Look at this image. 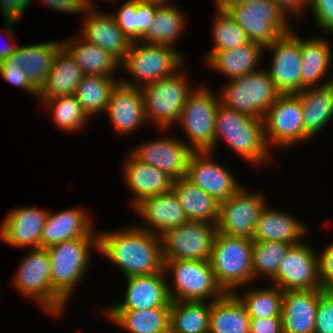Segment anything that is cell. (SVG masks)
I'll use <instances>...</instances> for the list:
<instances>
[{"mask_svg": "<svg viewBox=\"0 0 333 333\" xmlns=\"http://www.w3.org/2000/svg\"><path fill=\"white\" fill-rule=\"evenodd\" d=\"M97 251L117 264L126 278L164 270L160 236L137 226L98 233Z\"/></svg>", "mask_w": 333, "mask_h": 333, "instance_id": "cell-1", "label": "cell"}, {"mask_svg": "<svg viewBox=\"0 0 333 333\" xmlns=\"http://www.w3.org/2000/svg\"><path fill=\"white\" fill-rule=\"evenodd\" d=\"M263 48L291 31L287 15L272 0H215ZM287 20V21H286Z\"/></svg>", "mask_w": 333, "mask_h": 333, "instance_id": "cell-2", "label": "cell"}, {"mask_svg": "<svg viewBox=\"0 0 333 333\" xmlns=\"http://www.w3.org/2000/svg\"><path fill=\"white\" fill-rule=\"evenodd\" d=\"M214 137L215 146L221 137L235 153L253 164H262L270 156L264 120L221 104L216 115Z\"/></svg>", "mask_w": 333, "mask_h": 333, "instance_id": "cell-3", "label": "cell"}, {"mask_svg": "<svg viewBox=\"0 0 333 333\" xmlns=\"http://www.w3.org/2000/svg\"><path fill=\"white\" fill-rule=\"evenodd\" d=\"M252 251L250 238L215 234L210 263L215 279L225 293H234L236 287L253 280Z\"/></svg>", "mask_w": 333, "mask_h": 333, "instance_id": "cell-4", "label": "cell"}, {"mask_svg": "<svg viewBox=\"0 0 333 333\" xmlns=\"http://www.w3.org/2000/svg\"><path fill=\"white\" fill-rule=\"evenodd\" d=\"M92 246L98 250V233L96 232L46 248L51 264L52 288L65 302L69 300L76 285L84 277Z\"/></svg>", "mask_w": 333, "mask_h": 333, "instance_id": "cell-5", "label": "cell"}, {"mask_svg": "<svg viewBox=\"0 0 333 333\" xmlns=\"http://www.w3.org/2000/svg\"><path fill=\"white\" fill-rule=\"evenodd\" d=\"M170 271L174 276V286L170 288L168 284L171 301L206 302L209 297L213 301L225 294L215 279L210 260L164 259L165 274Z\"/></svg>", "mask_w": 333, "mask_h": 333, "instance_id": "cell-6", "label": "cell"}, {"mask_svg": "<svg viewBox=\"0 0 333 333\" xmlns=\"http://www.w3.org/2000/svg\"><path fill=\"white\" fill-rule=\"evenodd\" d=\"M219 103L248 116L264 119L267 110L281 94L265 70L229 80Z\"/></svg>", "mask_w": 333, "mask_h": 333, "instance_id": "cell-7", "label": "cell"}, {"mask_svg": "<svg viewBox=\"0 0 333 333\" xmlns=\"http://www.w3.org/2000/svg\"><path fill=\"white\" fill-rule=\"evenodd\" d=\"M179 73L158 81L140 84L146 120H154L162 129L178 122L187 97L193 92L188 81Z\"/></svg>", "mask_w": 333, "mask_h": 333, "instance_id": "cell-8", "label": "cell"}, {"mask_svg": "<svg viewBox=\"0 0 333 333\" xmlns=\"http://www.w3.org/2000/svg\"><path fill=\"white\" fill-rule=\"evenodd\" d=\"M20 265L13 280L18 291L38 301L47 312L61 315L66 302L52 288L47 249L32 248Z\"/></svg>", "mask_w": 333, "mask_h": 333, "instance_id": "cell-9", "label": "cell"}, {"mask_svg": "<svg viewBox=\"0 0 333 333\" xmlns=\"http://www.w3.org/2000/svg\"><path fill=\"white\" fill-rule=\"evenodd\" d=\"M133 42L125 58L121 61L128 73L136 77V81L120 80L129 86L140 87V81L152 83L160 79L170 77L179 70L183 62L180 52L175 48L164 45L148 44L143 46ZM138 46V47H137ZM140 80V81H138ZM139 82V83H138Z\"/></svg>", "mask_w": 333, "mask_h": 333, "instance_id": "cell-10", "label": "cell"}, {"mask_svg": "<svg viewBox=\"0 0 333 333\" xmlns=\"http://www.w3.org/2000/svg\"><path fill=\"white\" fill-rule=\"evenodd\" d=\"M212 93L204 87L194 89L187 97L178 121L183 124L194 152H212L215 147L214 130L220 103Z\"/></svg>", "mask_w": 333, "mask_h": 333, "instance_id": "cell-11", "label": "cell"}, {"mask_svg": "<svg viewBox=\"0 0 333 333\" xmlns=\"http://www.w3.org/2000/svg\"><path fill=\"white\" fill-rule=\"evenodd\" d=\"M217 226L201 221H188L166 230L161 244L163 259L210 260Z\"/></svg>", "mask_w": 333, "mask_h": 333, "instance_id": "cell-12", "label": "cell"}, {"mask_svg": "<svg viewBox=\"0 0 333 333\" xmlns=\"http://www.w3.org/2000/svg\"><path fill=\"white\" fill-rule=\"evenodd\" d=\"M268 147L287 148L308 139L304 132L301 99L297 93L280 94L264 116Z\"/></svg>", "mask_w": 333, "mask_h": 333, "instance_id": "cell-13", "label": "cell"}, {"mask_svg": "<svg viewBox=\"0 0 333 333\" xmlns=\"http://www.w3.org/2000/svg\"><path fill=\"white\" fill-rule=\"evenodd\" d=\"M265 201L261 193L249 194L240 188L232 197L219 203L217 232L252 239Z\"/></svg>", "mask_w": 333, "mask_h": 333, "instance_id": "cell-14", "label": "cell"}, {"mask_svg": "<svg viewBox=\"0 0 333 333\" xmlns=\"http://www.w3.org/2000/svg\"><path fill=\"white\" fill-rule=\"evenodd\" d=\"M317 255L307 244L292 245L272 278L273 285L282 291L321 289Z\"/></svg>", "mask_w": 333, "mask_h": 333, "instance_id": "cell-15", "label": "cell"}, {"mask_svg": "<svg viewBox=\"0 0 333 333\" xmlns=\"http://www.w3.org/2000/svg\"><path fill=\"white\" fill-rule=\"evenodd\" d=\"M266 49L274 52L271 68L267 72L277 90L281 94L299 93L302 67L300 37L291 30Z\"/></svg>", "mask_w": 333, "mask_h": 333, "instance_id": "cell-16", "label": "cell"}, {"mask_svg": "<svg viewBox=\"0 0 333 333\" xmlns=\"http://www.w3.org/2000/svg\"><path fill=\"white\" fill-rule=\"evenodd\" d=\"M210 153L204 151L191 154L186 178L220 203L232 197L241 185L228 170L210 159Z\"/></svg>", "mask_w": 333, "mask_h": 333, "instance_id": "cell-17", "label": "cell"}, {"mask_svg": "<svg viewBox=\"0 0 333 333\" xmlns=\"http://www.w3.org/2000/svg\"><path fill=\"white\" fill-rule=\"evenodd\" d=\"M194 151L176 138H159L137 146L132 155L141 162L166 172L174 180L186 177L187 165Z\"/></svg>", "mask_w": 333, "mask_h": 333, "instance_id": "cell-18", "label": "cell"}, {"mask_svg": "<svg viewBox=\"0 0 333 333\" xmlns=\"http://www.w3.org/2000/svg\"><path fill=\"white\" fill-rule=\"evenodd\" d=\"M164 270L151 275L127 277L126 297L107 310H145L170 308L171 299Z\"/></svg>", "mask_w": 333, "mask_h": 333, "instance_id": "cell-19", "label": "cell"}, {"mask_svg": "<svg viewBox=\"0 0 333 333\" xmlns=\"http://www.w3.org/2000/svg\"><path fill=\"white\" fill-rule=\"evenodd\" d=\"M48 212L34 207L13 209L0 226V240L15 248H39Z\"/></svg>", "mask_w": 333, "mask_h": 333, "instance_id": "cell-20", "label": "cell"}, {"mask_svg": "<svg viewBox=\"0 0 333 333\" xmlns=\"http://www.w3.org/2000/svg\"><path fill=\"white\" fill-rule=\"evenodd\" d=\"M106 112L117 132L125 135L134 132L146 120L140 87L119 81L111 91Z\"/></svg>", "mask_w": 333, "mask_h": 333, "instance_id": "cell-21", "label": "cell"}, {"mask_svg": "<svg viewBox=\"0 0 333 333\" xmlns=\"http://www.w3.org/2000/svg\"><path fill=\"white\" fill-rule=\"evenodd\" d=\"M93 7L95 6H91L85 13L86 21H84L82 34L79 36L110 52L121 62L133 42L118 27L111 14L95 12Z\"/></svg>", "mask_w": 333, "mask_h": 333, "instance_id": "cell-22", "label": "cell"}, {"mask_svg": "<svg viewBox=\"0 0 333 333\" xmlns=\"http://www.w3.org/2000/svg\"><path fill=\"white\" fill-rule=\"evenodd\" d=\"M320 289L284 291L282 301L283 333H314Z\"/></svg>", "mask_w": 333, "mask_h": 333, "instance_id": "cell-23", "label": "cell"}, {"mask_svg": "<svg viewBox=\"0 0 333 333\" xmlns=\"http://www.w3.org/2000/svg\"><path fill=\"white\" fill-rule=\"evenodd\" d=\"M61 47L62 42L55 41L18 46L15 52L0 65H11L23 69L29 82L39 91Z\"/></svg>", "mask_w": 333, "mask_h": 333, "instance_id": "cell-24", "label": "cell"}, {"mask_svg": "<svg viewBox=\"0 0 333 333\" xmlns=\"http://www.w3.org/2000/svg\"><path fill=\"white\" fill-rule=\"evenodd\" d=\"M123 165L126 185L134 195V207L144 198L172 191L174 179L166 172L139 161L132 154Z\"/></svg>", "mask_w": 333, "mask_h": 333, "instance_id": "cell-25", "label": "cell"}, {"mask_svg": "<svg viewBox=\"0 0 333 333\" xmlns=\"http://www.w3.org/2000/svg\"><path fill=\"white\" fill-rule=\"evenodd\" d=\"M134 209L149 222L153 230L141 228L159 236L189 221L173 191L144 198Z\"/></svg>", "mask_w": 333, "mask_h": 333, "instance_id": "cell-26", "label": "cell"}, {"mask_svg": "<svg viewBox=\"0 0 333 333\" xmlns=\"http://www.w3.org/2000/svg\"><path fill=\"white\" fill-rule=\"evenodd\" d=\"M82 207L56 213L48 212L40 239V247L48 248L59 242L86 237L92 231L91 220Z\"/></svg>", "mask_w": 333, "mask_h": 333, "instance_id": "cell-27", "label": "cell"}, {"mask_svg": "<svg viewBox=\"0 0 333 333\" xmlns=\"http://www.w3.org/2000/svg\"><path fill=\"white\" fill-rule=\"evenodd\" d=\"M83 77L81 68L62 46L55 55L44 85L38 91V98L52 99L58 96L74 95Z\"/></svg>", "mask_w": 333, "mask_h": 333, "instance_id": "cell-28", "label": "cell"}, {"mask_svg": "<svg viewBox=\"0 0 333 333\" xmlns=\"http://www.w3.org/2000/svg\"><path fill=\"white\" fill-rule=\"evenodd\" d=\"M307 228L287 213L265 206L256 223L253 241H282L297 245Z\"/></svg>", "mask_w": 333, "mask_h": 333, "instance_id": "cell-29", "label": "cell"}, {"mask_svg": "<svg viewBox=\"0 0 333 333\" xmlns=\"http://www.w3.org/2000/svg\"><path fill=\"white\" fill-rule=\"evenodd\" d=\"M172 191L176 195L189 221L217 225L219 202L186 177L175 179Z\"/></svg>", "mask_w": 333, "mask_h": 333, "instance_id": "cell-30", "label": "cell"}, {"mask_svg": "<svg viewBox=\"0 0 333 333\" xmlns=\"http://www.w3.org/2000/svg\"><path fill=\"white\" fill-rule=\"evenodd\" d=\"M263 52L264 48L261 45L250 41L234 49L209 52L206 59L209 66L233 80L258 71V59L262 57Z\"/></svg>", "mask_w": 333, "mask_h": 333, "instance_id": "cell-31", "label": "cell"}, {"mask_svg": "<svg viewBox=\"0 0 333 333\" xmlns=\"http://www.w3.org/2000/svg\"><path fill=\"white\" fill-rule=\"evenodd\" d=\"M301 99L304 132L310 138L333 118V86L308 87L297 93Z\"/></svg>", "mask_w": 333, "mask_h": 333, "instance_id": "cell-32", "label": "cell"}, {"mask_svg": "<svg viewBox=\"0 0 333 333\" xmlns=\"http://www.w3.org/2000/svg\"><path fill=\"white\" fill-rule=\"evenodd\" d=\"M209 333H250V317L234 293L211 301Z\"/></svg>", "mask_w": 333, "mask_h": 333, "instance_id": "cell-33", "label": "cell"}, {"mask_svg": "<svg viewBox=\"0 0 333 333\" xmlns=\"http://www.w3.org/2000/svg\"><path fill=\"white\" fill-rule=\"evenodd\" d=\"M62 46L71 54L84 75L113 77V71L121 67V62L110 52L81 37L64 41Z\"/></svg>", "mask_w": 333, "mask_h": 333, "instance_id": "cell-34", "label": "cell"}, {"mask_svg": "<svg viewBox=\"0 0 333 333\" xmlns=\"http://www.w3.org/2000/svg\"><path fill=\"white\" fill-rule=\"evenodd\" d=\"M106 314L130 333H170V308L108 310Z\"/></svg>", "mask_w": 333, "mask_h": 333, "instance_id": "cell-35", "label": "cell"}, {"mask_svg": "<svg viewBox=\"0 0 333 333\" xmlns=\"http://www.w3.org/2000/svg\"><path fill=\"white\" fill-rule=\"evenodd\" d=\"M211 301H171L170 333H209Z\"/></svg>", "mask_w": 333, "mask_h": 333, "instance_id": "cell-36", "label": "cell"}, {"mask_svg": "<svg viewBox=\"0 0 333 333\" xmlns=\"http://www.w3.org/2000/svg\"><path fill=\"white\" fill-rule=\"evenodd\" d=\"M302 57L301 67V91L304 88L315 87L318 80H322L331 63V49L324 38H300ZM316 84V85H315Z\"/></svg>", "mask_w": 333, "mask_h": 333, "instance_id": "cell-37", "label": "cell"}, {"mask_svg": "<svg viewBox=\"0 0 333 333\" xmlns=\"http://www.w3.org/2000/svg\"><path fill=\"white\" fill-rule=\"evenodd\" d=\"M158 5L129 0L120 7L113 18L118 27L132 41H142L148 33L149 25L154 19Z\"/></svg>", "mask_w": 333, "mask_h": 333, "instance_id": "cell-38", "label": "cell"}, {"mask_svg": "<svg viewBox=\"0 0 333 333\" xmlns=\"http://www.w3.org/2000/svg\"><path fill=\"white\" fill-rule=\"evenodd\" d=\"M117 83L113 77L84 75L74 95L88 117L106 111L111 91Z\"/></svg>", "mask_w": 333, "mask_h": 333, "instance_id": "cell-39", "label": "cell"}, {"mask_svg": "<svg viewBox=\"0 0 333 333\" xmlns=\"http://www.w3.org/2000/svg\"><path fill=\"white\" fill-rule=\"evenodd\" d=\"M185 17L178 7L159 6L149 25L148 33L143 37L145 44L171 46L184 30Z\"/></svg>", "mask_w": 333, "mask_h": 333, "instance_id": "cell-40", "label": "cell"}, {"mask_svg": "<svg viewBox=\"0 0 333 333\" xmlns=\"http://www.w3.org/2000/svg\"><path fill=\"white\" fill-rule=\"evenodd\" d=\"M236 292L234 294L245 305L250 318L281 317L284 291L278 286L272 289H250L244 297Z\"/></svg>", "mask_w": 333, "mask_h": 333, "instance_id": "cell-41", "label": "cell"}, {"mask_svg": "<svg viewBox=\"0 0 333 333\" xmlns=\"http://www.w3.org/2000/svg\"><path fill=\"white\" fill-rule=\"evenodd\" d=\"M291 246L292 244L282 241H253V280L262 274L272 279Z\"/></svg>", "mask_w": 333, "mask_h": 333, "instance_id": "cell-42", "label": "cell"}, {"mask_svg": "<svg viewBox=\"0 0 333 333\" xmlns=\"http://www.w3.org/2000/svg\"><path fill=\"white\" fill-rule=\"evenodd\" d=\"M52 111L54 123L65 131H79L87 122L88 115L82 109L75 95L58 96L52 99H41Z\"/></svg>", "mask_w": 333, "mask_h": 333, "instance_id": "cell-43", "label": "cell"}, {"mask_svg": "<svg viewBox=\"0 0 333 333\" xmlns=\"http://www.w3.org/2000/svg\"><path fill=\"white\" fill-rule=\"evenodd\" d=\"M215 4L217 15L212 29L214 47L210 52L226 51L249 43L250 40L245 31L218 3Z\"/></svg>", "mask_w": 333, "mask_h": 333, "instance_id": "cell-44", "label": "cell"}, {"mask_svg": "<svg viewBox=\"0 0 333 333\" xmlns=\"http://www.w3.org/2000/svg\"><path fill=\"white\" fill-rule=\"evenodd\" d=\"M314 333H333V289H320Z\"/></svg>", "mask_w": 333, "mask_h": 333, "instance_id": "cell-45", "label": "cell"}, {"mask_svg": "<svg viewBox=\"0 0 333 333\" xmlns=\"http://www.w3.org/2000/svg\"><path fill=\"white\" fill-rule=\"evenodd\" d=\"M313 16L324 32H333V0H309Z\"/></svg>", "mask_w": 333, "mask_h": 333, "instance_id": "cell-46", "label": "cell"}, {"mask_svg": "<svg viewBox=\"0 0 333 333\" xmlns=\"http://www.w3.org/2000/svg\"><path fill=\"white\" fill-rule=\"evenodd\" d=\"M319 279L322 289H333V243L318 254Z\"/></svg>", "mask_w": 333, "mask_h": 333, "instance_id": "cell-47", "label": "cell"}, {"mask_svg": "<svg viewBox=\"0 0 333 333\" xmlns=\"http://www.w3.org/2000/svg\"><path fill=\"white\" fill-rule=\"evenodd\" d=\"M30 1L32 2V0H0L2 14L5 18V25L7 26V34L13 29L12 26H14L15 22L22 17L26 8L29 6L28 4L31 3Z\"/></svg>", "mask_w": 333, "mask_h": 333, "instance_id": "cell-48", "label": "cell"}, {"mask_svg": "<svg viewBox=\"0 0 333 333\" xmlns=\"http://www.w3.org/2000/svg\"><path fill=\"white\" fill-rule=\"evenodd\" d=\"M0 74L5 81L23 88L32 95L38 96V90L29 82L28 78L24 75L23 69L16 66L0 65Z\"/></svg>", "mask_w": 333, "mask_h": 333, "instance_id": "cell-49", "label": "cell"}, {"mask_svg": "<svg viewBox=\"0 0 333 333\" xmlns=\"http://www.w3.org/2000/svg\"><path fill=\"white\" fill-rule=\"evenodd\" d=\"M250 333H283L282 317L250 318Z\"/></svg>", "mask_w": 333, "mask_h": 333, "instance_id": "cell-50", "label": "cell"}, {"mask_svg": "<svg viewBox=\"0 0 333 333\" xmlns=\"http://www.w3.org/2000/svg\"><path fill=\"white\" fill-rule=\"evenodd\" d=\"M44 1V2H43ZM42 2L55 10L69 13H85L91 7L86 0H42Z\"/></svg>", "mask_w": 333, "mask_h": 333, "instance_id": "cell-51", "label": "cell"}, {"mask_svg": "<svg viewBox=\"0 0 333 333\" xmlns=\"http://www.w3.org/2000/svg\"><path fill=\"white\" fill-rule=\"evenodd\" d=\"M275 4L279 6V8L288 15L287 12L291 11L298 13V16L301 15V11L303 12V8L305 9L307 5H309V0H272ZM306 5V6H305Z\"/></svg>", "mask_w": 333, "mask_h": 333, "instance_id": "cell-52", "label": "cell"}, {"mask_svg": "<svg viewBox=\"0 0 333 333\" xmlns=\"http://www.w3.org/2000/svg\"><path fill=\"white\" fill-rule=\"evenodd\" d=\"M18 45L9 44L8 46L0 47V63L5 61L7 58L11 56L13 52L17 49Z\"/></svg>", "mask_w": 333, "mask_h": 333, "instance_id": "cell-53", "label": "cell"}, {"mask_svg": "<svg viewBox=\"0 0 333 333\" xmlns=\"http://www.w3.org/2000/svg\"><path fill=\"white\" fill-rule=\"evenodd\" d=\"M144 3L155 4L158 6H168V0H139Z\"/></svg>", "mask_w": 333, "mask_h": 333, "instance_id": "cell-54", "label": "cell"}, {"mask_svg": "<svg viewBox=\"0 0 333 333\" xmlns=\"http://www.w3.org/2000/svg\"><path fill=\"white\" fill-rule=\"evenodd\" d=\"M91 6H93V0H86ZM110 1H114V0H110Z\"/></svg>", "mask_w": 333, "mask_h": 333, "instance_id": "cell-55", "label": "cell"}, {"mask_svg": "<svg viewBox=\"0 0 333 333\" xmlns=\"http://www.w3.org/2000/svg\"><path fill=\"white\" fill-rule=\"evenodd\" d=\"M328 83L333 86V76H332V79L330 81H328Z\"/></svg>", "mask_w": 333, "mask_h": 333, "instance_id": "cell-56", "label": "cell"}]
</instances>
